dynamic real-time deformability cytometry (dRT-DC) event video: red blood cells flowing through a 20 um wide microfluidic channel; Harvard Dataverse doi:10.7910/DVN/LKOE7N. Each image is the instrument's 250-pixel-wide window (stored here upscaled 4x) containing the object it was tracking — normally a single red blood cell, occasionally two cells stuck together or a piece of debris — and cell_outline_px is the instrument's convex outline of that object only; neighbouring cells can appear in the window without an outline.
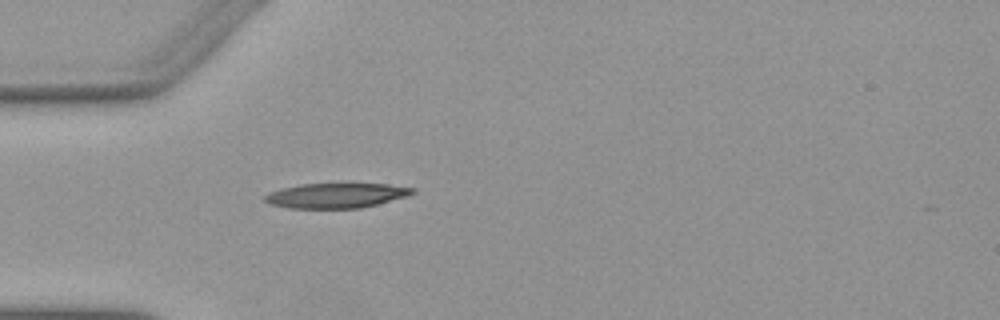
{"species": "Egyptian fruit bat (a non-hibernating species)", "species_latin": "Rousettus aegyptiacus", "temperature_condition": "warm", "stored_images_in_passage": 32, "camera_frame_rate_fps": 3000, "um_per_image_px": 0.085, "animal": {"sex": "female"}, "frame": {"image": 1, "passage_image": 1, "time_ms": 0.0, "image_size_px": [1000, 320], "cell_outline_px": [[416, 192], [408, 196], [360, 208], [288, 208], [272, 204], [264, 200], [264, 196], [268, 192], [280, 188], [300, 184], [388, 184], [416, 188]], "centroid_in_image_um": [28.57, 16.61], "position_along_channel_um": 56.4, "area_um2": 21.39}}
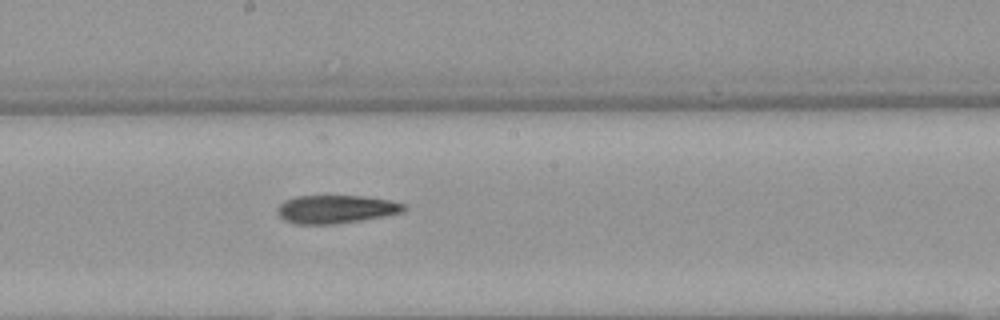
{"frame": {"image": 2, "passage_image": 14, "time_ms": 4.333, "image_size_px": [1000, 320], "cell_outline_px": [[408, 208], [404, 212], [384, 216], [336, 224], [296, 224], [284, 220], [276, 212], [276, 208], [284, 200], [296, 196], [364, 196], [388, 200], [404, 204]], "centroid_in_image_um": [28.54, 17.78], "position_along_channel_um": 219.7, "area_um2": 20.87}}
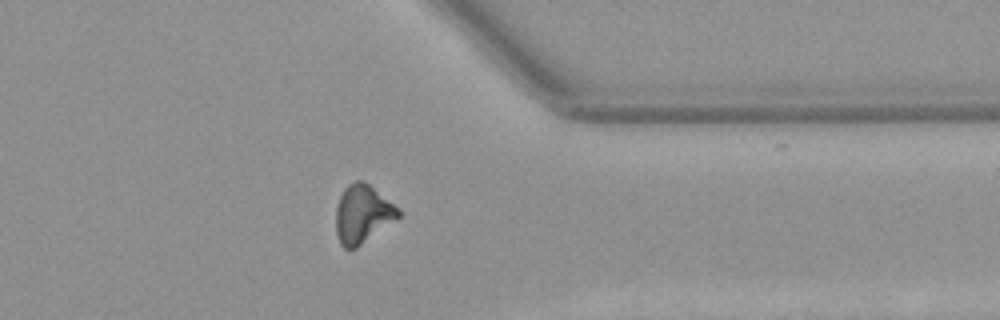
{"frame": {"image": 3, "passage_image": 27, "time_ms": 8.667, "image_size_px": [1000, 320], "cell_outline_px": [[400, 216], [356, 248], [344, 248], [340, 244], [336, 232], [336, 208], [340, 196], [344, 188], [348, 184], [356, 180], [364, 180], [400, 208]], "centroid_in_image_um": [30.81, 18.17], "position_along_channel_um": 380.6, "area_um2": 21.1}, "authors_computed_cell_mechanics": {"area_um2": 21.2993, "velocity_mm_per_s": 3.9027, "shape_relaxation_time_tau1_ms": 7.9191, "shape_relaxation_time_tau2_ms": 7.9537, "deformation_change_tau1": 0.2267, "deformation_change_tau2": 0.2126}}